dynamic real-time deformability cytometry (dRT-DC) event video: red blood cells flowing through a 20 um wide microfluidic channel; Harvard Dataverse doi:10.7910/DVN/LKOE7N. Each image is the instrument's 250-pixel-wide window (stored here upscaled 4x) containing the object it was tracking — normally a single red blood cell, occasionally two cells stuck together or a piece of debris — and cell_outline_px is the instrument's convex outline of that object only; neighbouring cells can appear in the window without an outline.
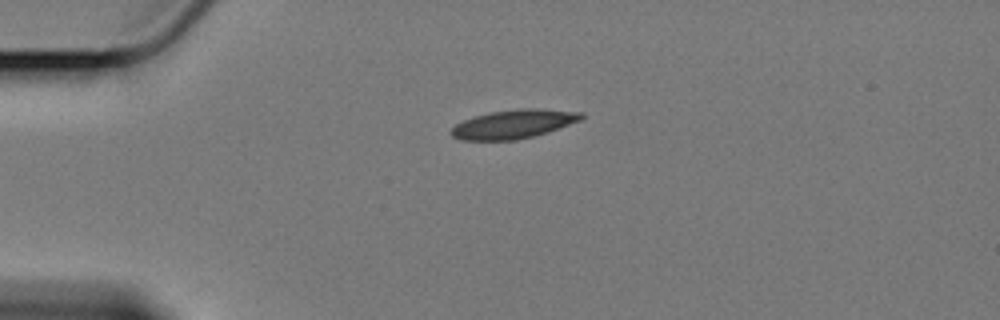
{"species": "Egyptian fruit bat (a non-hibernating species)", "species_latin": "Rousettus aegyptiacus", "temperature_condition": "cold", "stored_images_in_passage": 46, "camera_frame_rate_fps": 3000, "um_per_image_px": 0.085, "animal": {"sex": "female"}, "frame": {"image": 1, "passage_image": 1, "time_ms": 0.0, "image_size_px": [1000, 320], "cell_outline_px": [[584, 116], [580, 120], [532, 136], [516, 140], [460, 140], [452, 136], [448, 132], [456, 124], [464, 120], [476, 116], [492, 112], [520, 108], [536, 108], [584, 112]], "centroid_in_image_um": [43.62, 10.54], "position_along_channel_um": 41.4, "area_um2": 21.5}}
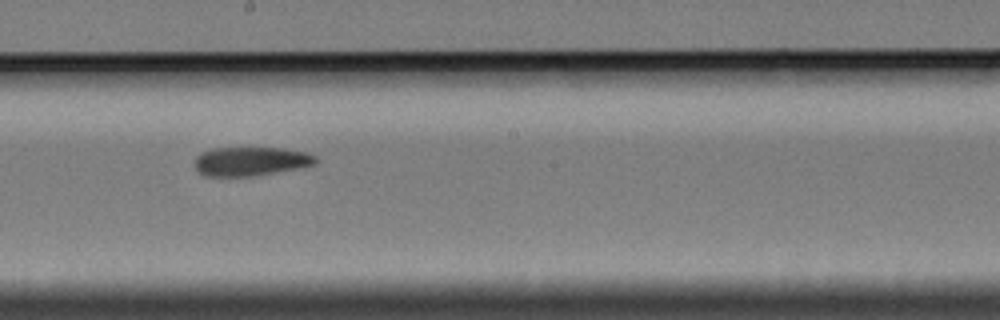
{"frame": {"image": 2, "passage_image": 20, "time_ms": 6.333, "image_size_px": [1000, 320], "cell_outline_px": [[320, 160], [316, 164], [304, 168], [252, 176], [204, 176], [196, 172], [192, 164], [196, 156], [200, 152], [212, 148], [284, 148], [304, 152], [316, 156]], "centroid_in_image_um": [21.29, 13.72], "position_along_channel_um": 226.9, "area_um2": 20.98}}
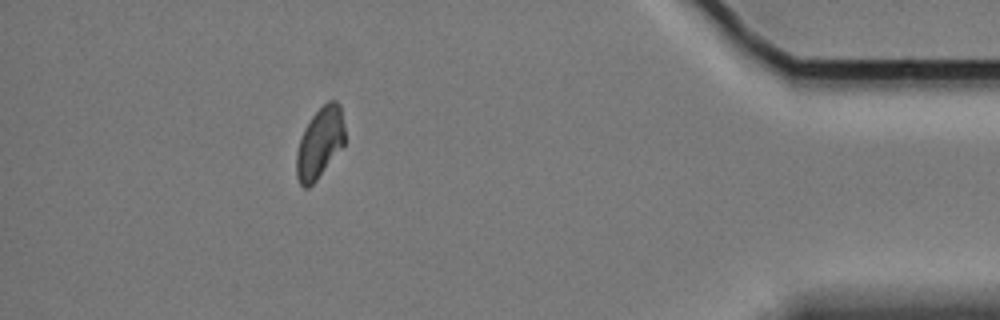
{"frame": {"image": 3, "passage_image": 40, "time_ms": 13.0, "image_size_px": [1000, 320], "cell_outline_px": [[344, 144], [316, 180], [308, 188], [304, 188], [300, 184], [296, 176], [296, 152], [304, 128], [312, 116], [328, 100], [336, 100], [340, 104], [344, 124]], "centroid_in_image_um": [27.17, 12.13], "position_along_channel_um": 408.0, "area_um2": 19.77}, "authors_computed_cell_mechanics": {"area_um2": 21.386, "velocity_mm_per_s": 3.3917, "shape_relaxation_time_tau1_ms": 5.8081, "shape_relaxation_time_tau2_ms": 4.2146, "deformation_change_tau1": 0.1478, "deformation_change_tau2": 0.0898}}